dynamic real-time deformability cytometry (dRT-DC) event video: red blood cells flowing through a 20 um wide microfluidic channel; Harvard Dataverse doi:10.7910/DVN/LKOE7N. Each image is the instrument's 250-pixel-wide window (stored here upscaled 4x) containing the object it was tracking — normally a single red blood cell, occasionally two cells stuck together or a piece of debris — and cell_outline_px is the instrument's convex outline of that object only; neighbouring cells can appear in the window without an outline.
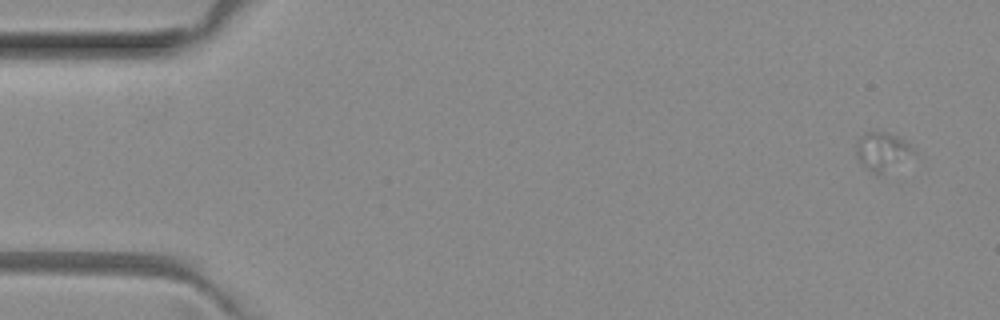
{"species": "common noctule bat (a hibernating species)", "species_latin": "Nyctalus noctula", "temperature_condition": "room temperature", "stored_images_in_passage": 8, "camera_frame_rate_fps": 3000, "um_per_image_px": 0.085, "animal": {"sex": "female", "body_mass_g": 29.2, "forearm_length_mm": 56.3}, "frame": {"image": 1, "passage_image": 1, "time_ms": 0.0, "image_size_px": [1000, 320], "cell_outline_px": [[916, 152], [880, 176], [876, 176], [864, 168], [856, 156], [856, 148], [864, 132], [884, 132], [896, 136], [916, 148]], "centroid_in_image_um": [74.98, 12.91], "position_along_channel_um": 10.0, "area_um2": 12.72}}
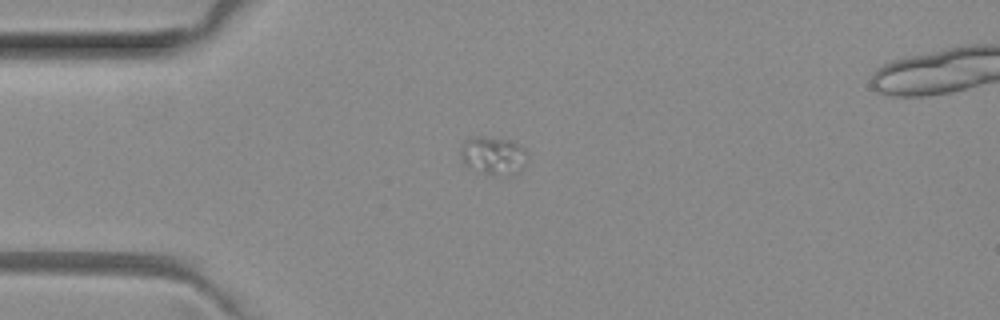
{"frame": {"image": 2, "passage_image": 4, "time_ms": 1.0, "image_size_px": [1000, 320], "cell_outline_px": [[528, 160], [524, 168], [508, 176], [484, 172], [468, 168], [464, 164], [460, 156], [460, 148], [464, 140], [476, 136], [480, 136], [508, 140], [524, 148], [528, 156]], "centroid_in_image_um": [41.92, 13.22], "position_along_channel_um": 43.1, "area_um2": 14.85}}